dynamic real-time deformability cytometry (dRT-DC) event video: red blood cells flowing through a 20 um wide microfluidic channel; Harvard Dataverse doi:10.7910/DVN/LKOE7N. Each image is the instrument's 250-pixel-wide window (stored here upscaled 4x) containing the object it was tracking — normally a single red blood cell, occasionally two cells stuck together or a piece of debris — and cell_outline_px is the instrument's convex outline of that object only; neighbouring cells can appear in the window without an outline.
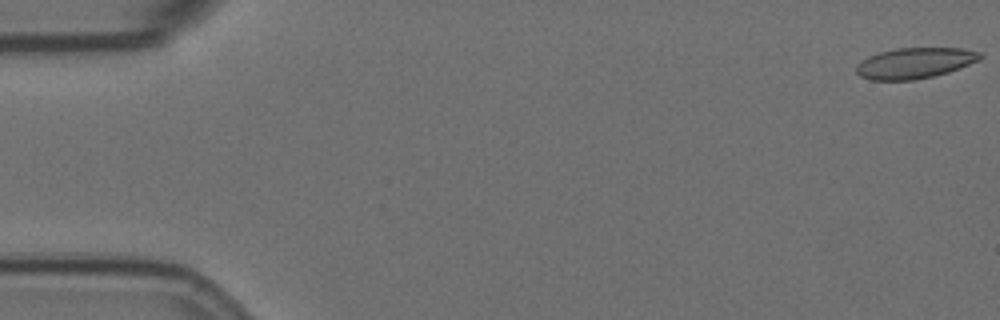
{"species": "Egyptian fruit bat (a non-hibernating species)", "species_latin": "Rousettus aegyptiacus", "temperature_condition": "room temperature", "stored_images_in_passage": 57, "camera_frame_rate_fps": 3000, "um_per_image_px": 0.085, "animal": {"sex": "female"}, "frame": {"image": 1, "passage_image": 1, "time_ms": 0.0, "image_size_px": [1000, 320], "cell_outline_px": [[984, 56], [980, 60], [960, 68], [948, 72], [932, 76], [912, 80], [872, 80], [860, 76], [856, 72], [856, 64], [868, 56], [880, 52], [896, 48], [960, 48], [980, 52]], "centroid_in_image_um": [77.76, 5.36], "position_along_channel_um": 7.2, "area_um2": 22.2}}
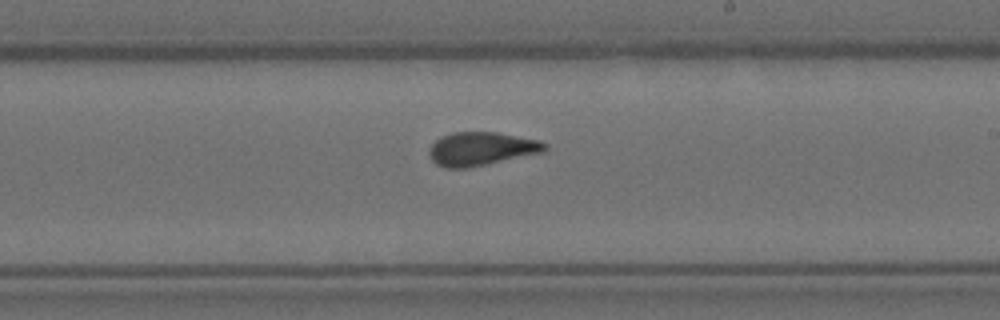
{"frame": {"image": 2, "passage_image": 33, "time_ms": 10.667, "image_size_px": [1000, 320], "cell_outline_px": [[548, 148], [544, 152], [468, 168], [444, 168], [436, 164], [432, 160], [428, 152], [428, 148], [440, 136], [452, 132], [496, 132], [540, 140], [548, 144]], "centroid_in_image_um": [40.9, 12.64], "position_along_channel_um": 248.1, "area_um2": 22.77}}
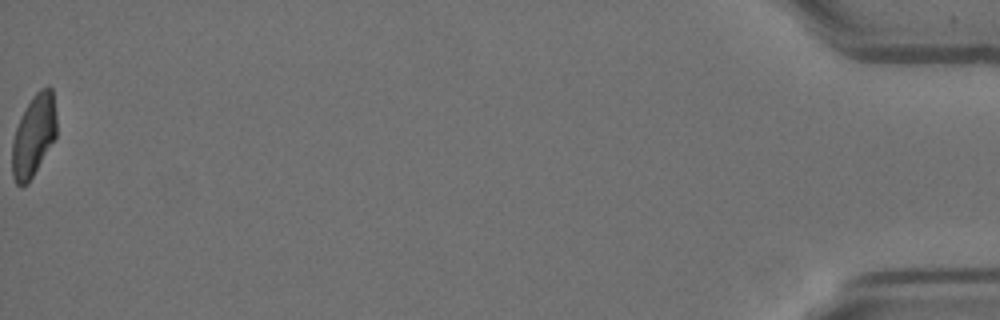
{"frame": {"image": 3, "passage_image": 57, "time_ms": 18.667, "image_size_px": [1000, 320], "cell_outline_px": [[56, 136], [32, 176], [20, 188], [16, 184], [12, 176], [12, 140], [20, 116], [32, 96], [40, 88], [48, 84], [52, 88], [56, 112]], "centroid_in_image_um": [2.85, 11.46], "position_along_channel_um": 432.3, "area_um2": 21.15}, "authors_computed_cell_mechanics": {"area_um2": 22.4264, "velocity_mm_per_s": 3.601, "shape_relaxation_time_tau1_ms": 7.4371, "shape_relaxation_time_tau2_ms": 1.1626, "deformation_change_tau1": 0.1797, "deformation_change_tau2": 0.0641}}